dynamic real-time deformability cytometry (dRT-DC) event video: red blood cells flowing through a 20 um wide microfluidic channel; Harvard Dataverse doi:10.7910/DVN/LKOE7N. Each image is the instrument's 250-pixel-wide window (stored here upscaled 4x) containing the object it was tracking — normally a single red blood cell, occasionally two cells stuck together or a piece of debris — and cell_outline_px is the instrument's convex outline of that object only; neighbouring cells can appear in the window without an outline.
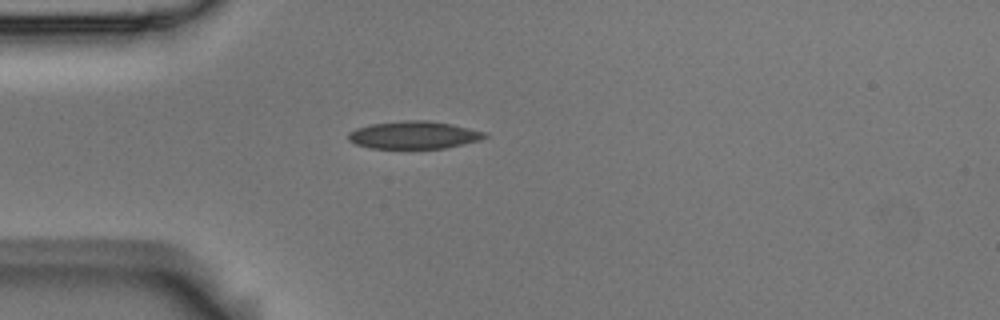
{"species": "Egyptian fruit bat (a non-hibernating species)", "species_latin": "Rousettus aegyptiacus", "temperature_condition": "room temperature", "stored_images_in_passage": 1, "camera_frame_rate_fps": 3000, "um_per_image_px": 0.085, "animal": {"sex": "male"}, "frame": {"image": 1, "passage_image": 1, "time_ms": 0.0, "image_size_px": [1000, 320], "cell_outline_px": [[488, 136], [480, 140], [444, 148], [372, 148], [356, 144], [348, 140], [348, 132], [356, 128], [372, 124], [404, 120], [428, 120], [452, 124], [488, 132]], "centroid_in_image_um": [35.2, 11.47], "position_along_channel_um": 49.8, "area_um2": 21.96}}